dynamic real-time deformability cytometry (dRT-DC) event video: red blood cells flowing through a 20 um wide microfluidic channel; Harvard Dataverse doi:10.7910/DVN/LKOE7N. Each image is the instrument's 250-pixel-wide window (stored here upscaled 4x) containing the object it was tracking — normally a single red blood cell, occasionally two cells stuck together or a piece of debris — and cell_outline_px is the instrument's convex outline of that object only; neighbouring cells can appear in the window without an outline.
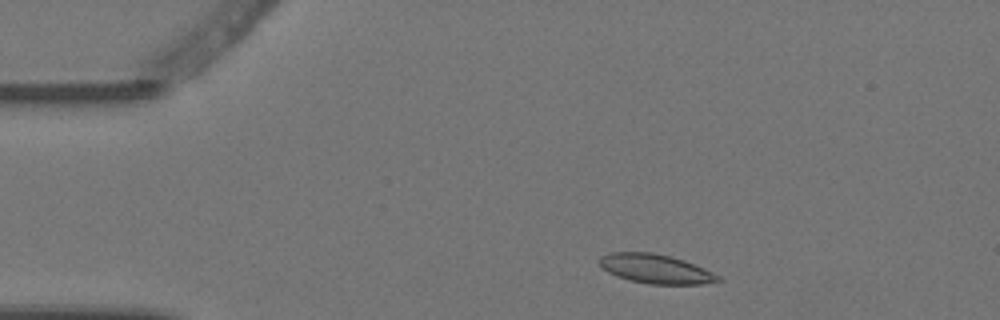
{"species": "Egyptian fruit bat (a non-hibernating species)", "species_latin": "Rousettus aegyptiacus", "temperature_condition": "warm", "stored_images_in_passage": 3, "camera_frame_rate_fps": 3000, "um_per_image_px": 0.085, "animal": {"sex": "female"}, "frame": {"image": 1, "passage_image": 1, "time_ms": 0.0, "image_size_px": [1000, 320], "cell_outline_px": [[724, 280], [700, 284], [648, 284], [628, 280], [616, 276], [608, 272], [600, 264], [600, 256], [612, 252], [652, 252], [684, 260], [704, 268], [720, 276]], "centroid_in_image_um": [55.74, 22.86], "position_along_channel_um": 29.3, "area_um2": 20.11}}
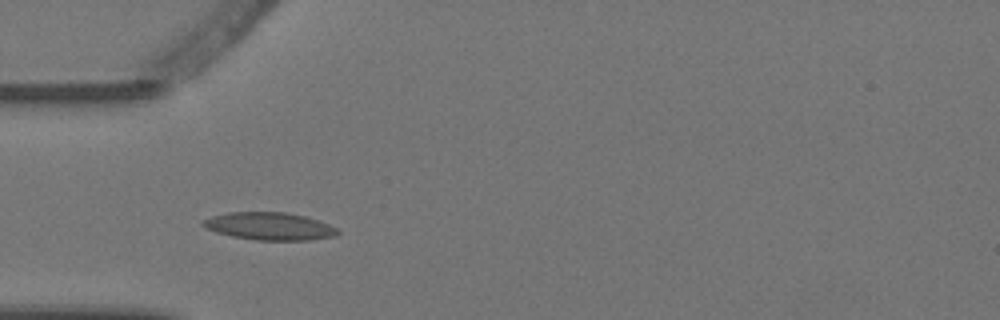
{"frame": {"image": 2, "passage_image": 3, "time_ms": 0.667, "image_size_px": [1000, 320], "cell_outline_px": [[340, 232], [336, 236], [308, 240], [256, 240], [232, 236], [216, 232], [200, 224], [204, 220], [212, 216], [228, 212], [284, 212], [304, 216], [328, 224], [336, 228]], "centroid_in_image_um": [22.91, 19.23], "position_along_channel_um": 62.1, "area_um2": 21.44}}